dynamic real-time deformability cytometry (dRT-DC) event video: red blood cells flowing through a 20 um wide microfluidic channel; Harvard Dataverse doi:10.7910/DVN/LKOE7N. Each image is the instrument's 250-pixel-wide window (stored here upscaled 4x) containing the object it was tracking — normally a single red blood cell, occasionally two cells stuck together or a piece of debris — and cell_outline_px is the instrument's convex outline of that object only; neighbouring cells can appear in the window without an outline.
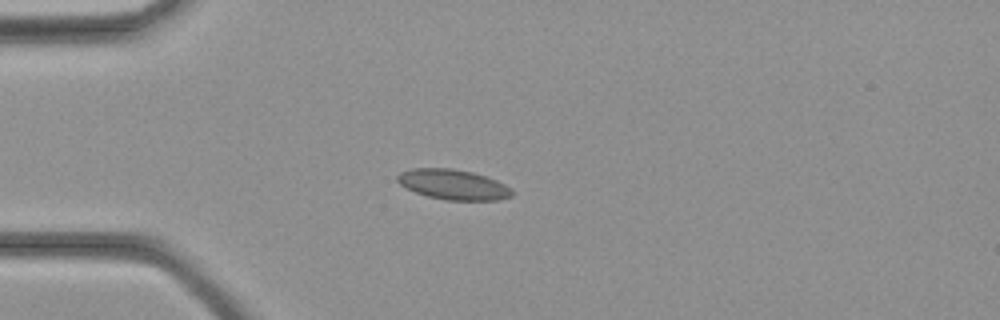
{"species": "common noctule bat (a hibernating species)", "species_latin": "Nyctalus noctula", "temperature_condition": "cold", "stored_images_in_passage": 27, "camera_frame_rate_fps": 3000, "um_per_image_px": 0.085, "animal": {"sex": "female", "body_mass_g": 21.9}, "frame": {"image": 1, "passage_image": 1, "time_ms": 0.0, "image_size_px": [1000, 320], "cell_outline_px": [[512, 196], [500, 200], [444, 200], [428, 196], [416, 192], [400, 184], [396, 180], [396, 176], [400, 172], [412, 168], [452, 168], [472, 172], [496, 180], [512, 188]], "centroid_in_image_um": [38.52, 15.68], "position_along_channel_um": 46.5, "area_um2": 20.11}}
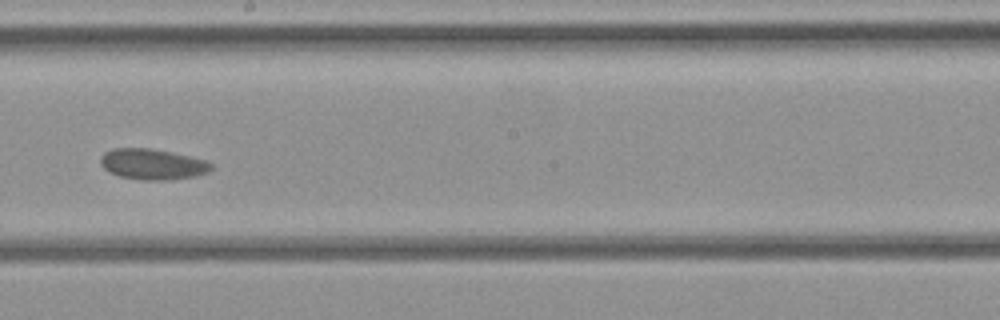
{"frame": {"image": 2, "passage_image": 12, "time_ms": 3.667, "image_size_px": [1000, 320], "cell_outline_px": [[212, 168], [208, 172], [196, 176], [164, 180], [140, 180], [120, 176], [108, 172], [100, 164], [100, 156], [104, 152], [112, 148], [152, 148], [208, 160], [212, 164]], "centroid_in_image_um": [12.94, 13.95], "position_along_channel_um": 235.3, "area_um2": 20.0}}
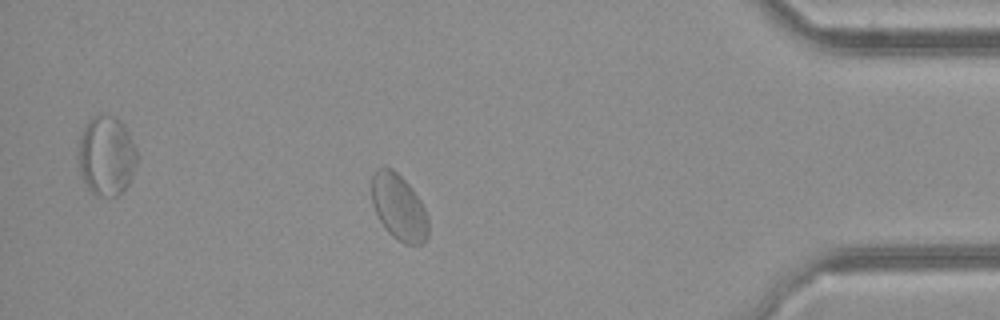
{"frame": {"image": 3, "passage_image": 23, "time_ms": 7.333, "image_size_px": [1000, 320], "cell_outline_px": [[428, 236], [420, 244], [404, 244], [392, 236], [384, 228], [372, 204], [372, 176], [376, 168], [392, 168], [412, 188], [420, 200], [428, 216]], "centroid_in_image_um": [33.9, 17.62], "position_along_channel_um": 401.3, "area_um2": 21.68}}